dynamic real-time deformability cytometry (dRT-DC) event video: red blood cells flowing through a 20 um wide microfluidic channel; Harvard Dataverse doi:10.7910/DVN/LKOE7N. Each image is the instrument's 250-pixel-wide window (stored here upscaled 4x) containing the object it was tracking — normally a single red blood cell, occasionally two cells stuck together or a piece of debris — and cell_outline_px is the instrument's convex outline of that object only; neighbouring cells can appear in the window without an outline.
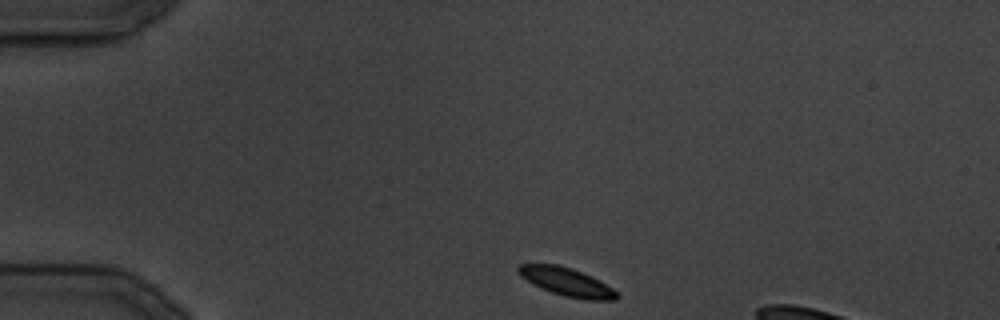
{"species": "common noctule bat (a hibernating species)", "species_latin": "Nyctalus noctula", "temperature_condition": "cold", "stored_images_in_passage": 103, "camera_frame_rate_fps": 3000, "um_per_image_px": 0.085, "animal": {"sex": "male", "body_mass_g": 19.5, "forearm_length_mm": 54.6}, "frame": {"image": 1, "passage_image": 1, "time_ms": 0.0, "image_size_px": [1000, 320], "cell_outline_px": [[620, 296], [616, 300], [588, 300], [564, 296], [540, 288], [532, 284], [520, 276], [516, 272], [516, 264], [560, 264], [572, 268], [592, 276], [600, 280], [612, 288]], "centroid_in_image_um": [48.14, 23.95], "position_along_channel_um": 36.9, "area_um2": 16.47}}
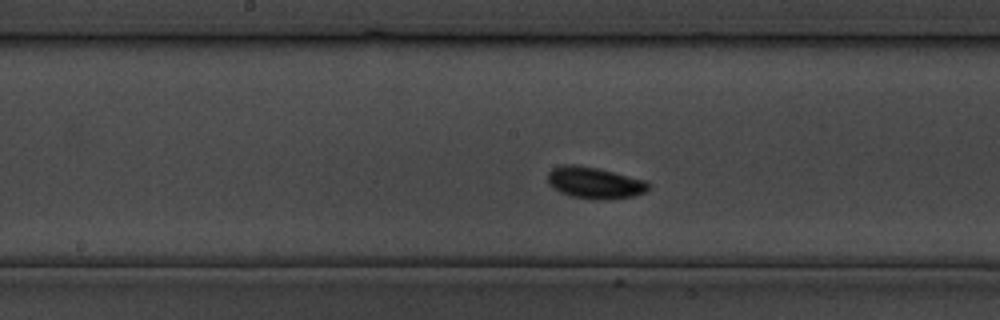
{"frame": {"image": 2, "passage_image": 41, "time_ms": 13.333, "image_size_px": [1000, 320], "cell_outline_px": [[648, 188], [644, 192], [632, 196], [596, 200], [572, 196], [560, 192], [552, 188], [548, 184], [548, 172], [552, 168], [560, 164], [576, 164], [600, 168], [648, 180]], "centroid_in_image_um": [50.51, 15.5], "position_along_channel_um": 197.7, "area_um2": 18.73}}
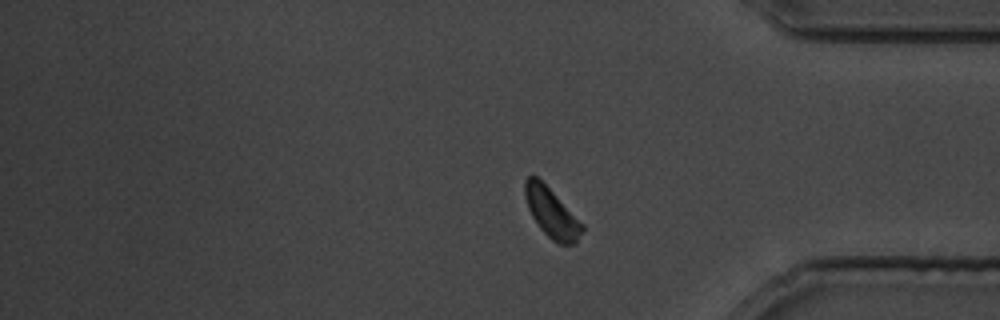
{"frame": {"image": 3, "passage_image": 80, "time_ms": 26.333, "image_size_px": [1000, 320], "cell_outline_px": [[584, 228], [576, 244], [560, 244], [552, 240], [540, 228], [532, 216], [528, 208], [524, 196], [524, 180], [528, 176], [536, 176], [584, 224]], "centroid_in_image_um": [46.88, 18.11], "position_along_channel_um": 388.3, "area_um2": 16.24}}